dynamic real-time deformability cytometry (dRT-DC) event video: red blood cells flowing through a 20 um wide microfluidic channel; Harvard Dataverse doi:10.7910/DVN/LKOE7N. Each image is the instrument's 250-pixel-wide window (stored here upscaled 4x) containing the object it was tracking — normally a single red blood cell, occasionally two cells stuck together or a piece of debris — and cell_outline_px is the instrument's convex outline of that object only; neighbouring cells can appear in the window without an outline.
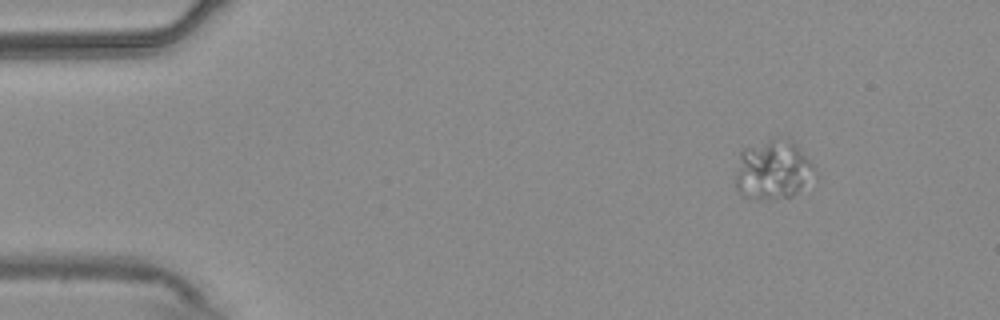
{"species": "common noctule bat (a hibernating species)", "species_latin": "Nyctalus noctula", "temperature_condition": "warm", "stored_images_in_passage": 49, "camera_frame_rate_fps": 3000, "um_per_image_px": 0.085, "animal": {"sex": "male", "body_mass_g": 20.4}, "frame": {"image": 1, "passage_image": 1, "time_ms": 0.0, "image_size_px": [1000, 320], "cell_outline_px": [[816, 180], [792, 196], [760, 200], [756, 200], [744, 196], [736, 188], [736, 172], [740, 152], [744, 148], [772, 136], [788, 136], [796, 144], [812, 164], [816, 172]], "centroid_in_image_um": [65.73, 14.4], "position_along_channel_um": 19.3, "area_um2": 28.21}}
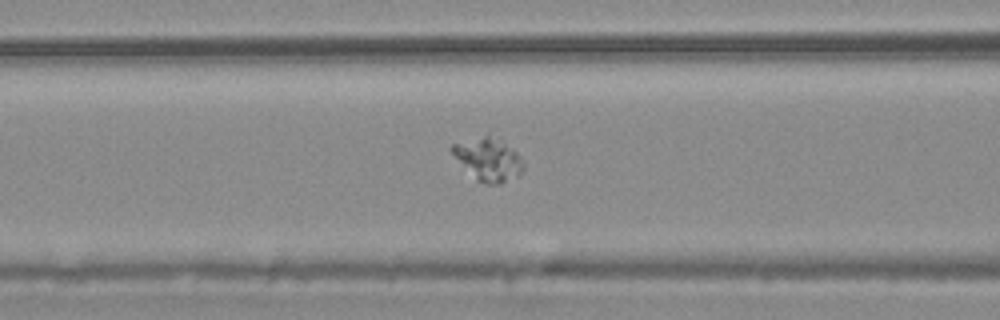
{"frame": {"image": 2, "passage_image": 17, "time_ms": 5.333, "image_size_px": [1000, 320], "cell_outline_px": [[524, 168], [520, 176], [500, 184], [484, 184], [476, 180], [448, 148], [452, 144], [484, 136], [488, 136], [512, 148], [520, 156], [524, 164]], "centroid_in_image_um": [41.53, 13.6], "position_along_channel_um": 125.1, "area_um2": 17.4}}
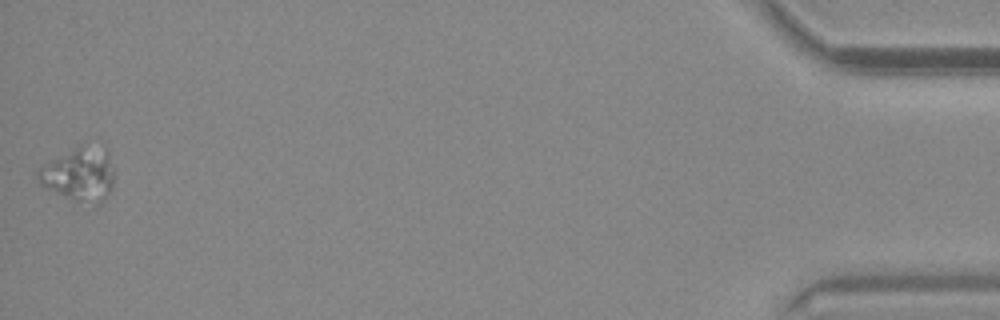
{"frame": {"image": 3, "passage_image": 49, "time_ms": 16.0, "image_size_px": [1000, 320], "cell_outline_px": [[116, 172], [112, 188], [104, 200], [100, 204], [96, 204], [76, 200], [44, 188], [40, 184], [36, 176], [36, 172], [44, 164], [76, 144], [104, 144], [108, 152]], "centroid_in_image_um": [6.8, 14.74], "position_along_channel_um": 428.4, "area_um2": 24.68}}